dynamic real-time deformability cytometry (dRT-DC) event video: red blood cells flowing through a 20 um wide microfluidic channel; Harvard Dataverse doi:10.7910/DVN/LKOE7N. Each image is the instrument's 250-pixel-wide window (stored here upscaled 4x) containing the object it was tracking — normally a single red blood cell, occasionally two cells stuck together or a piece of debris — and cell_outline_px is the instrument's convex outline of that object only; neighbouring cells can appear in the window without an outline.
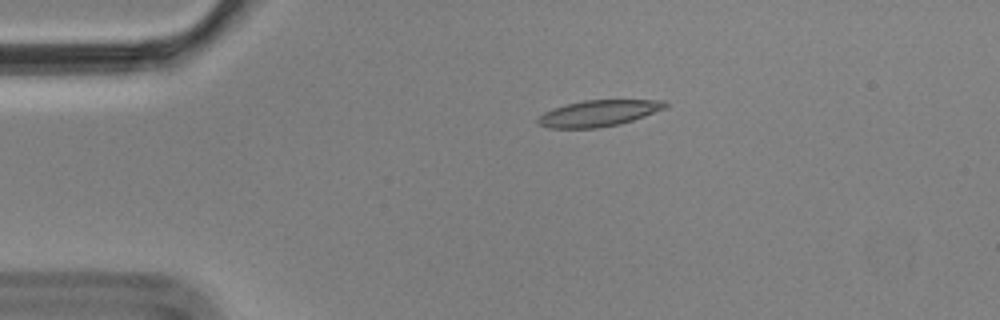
{"species": "Egyptian fruit bat (a non-hibernating species)", "species_latin": "Rousettus aegyptiacus", "temperature_condition": "cold", "stored_images_in_passage": 15, "camera_frame_rate_fps": 3000, "um_per_image_px": 0.085, "animal": {"sex": "male"}, "frame": {"image": 1, "passage_image": 3, "time_ms": 0.667, "image_size_px": [1000, 320], "cell_outline_px": [[668, 108], [620, 124], [596, 128], [548, 128], [536, 124], [536, 120], [544, 112], [552, 108], [584, 100], [664, 100], [668, 104]], "centroid_in_image_um": [50.87, 9.63], "position_along_channel_um": 34.1, "area_um2": 19.54}}
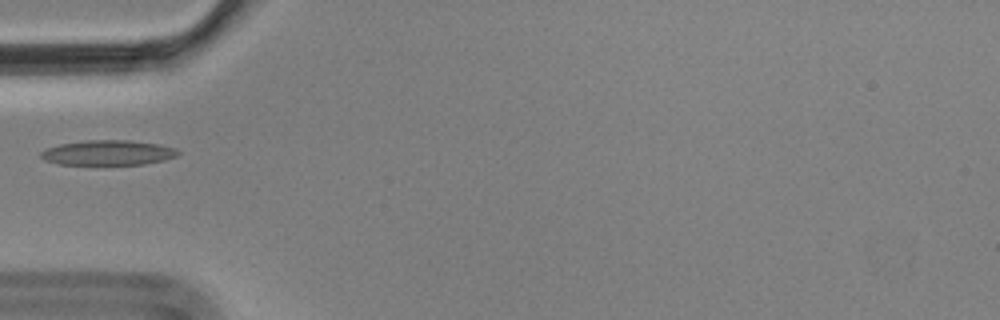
{"frame": {"image": 2, "passage_image": 5, "time_ms": 1.333, "image_size_px": [1000, 320], "cell_outline_px": [[180, 152], [176, 156], [164, 160], [144, 164], [60, 164], [44, 160], [40, 156], [40, 152], [44, 148], [60, 144], [88, 140], [128, 140], [160, 144], [176, 148]], "centroid_in_image_um": [9.18, 12.97], "position_along_channel_um": 75.8, "area_um2": 19.94}}
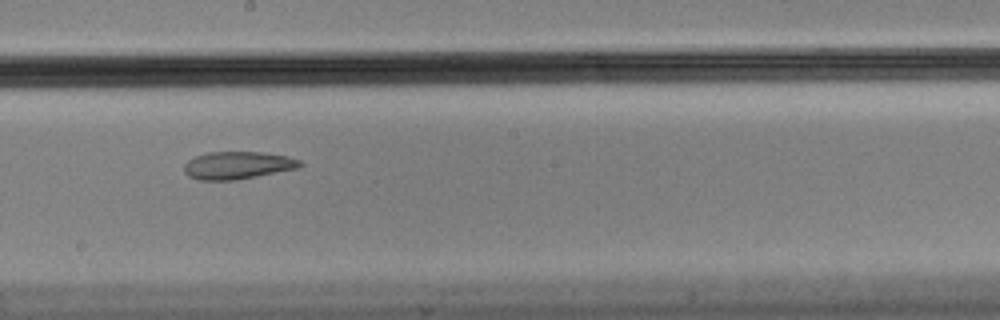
{"frame": {"image": 3, "passage_image": 9, "time_ms": 2.667, "image_size_px": [1000, 320], "cell_outline_px": [[304, 164], [300, 168], [236, 180], [196, 180], [188, 176], [184, 172], [184, 164], [188, 160], [196, 156], [208, 152], [264, 152], [288, 156], [300, 160]], "centroid_in_image_um": [20.21, 14.05], "position_along_channel_um": 228.0, "area_um2": 18.84}}